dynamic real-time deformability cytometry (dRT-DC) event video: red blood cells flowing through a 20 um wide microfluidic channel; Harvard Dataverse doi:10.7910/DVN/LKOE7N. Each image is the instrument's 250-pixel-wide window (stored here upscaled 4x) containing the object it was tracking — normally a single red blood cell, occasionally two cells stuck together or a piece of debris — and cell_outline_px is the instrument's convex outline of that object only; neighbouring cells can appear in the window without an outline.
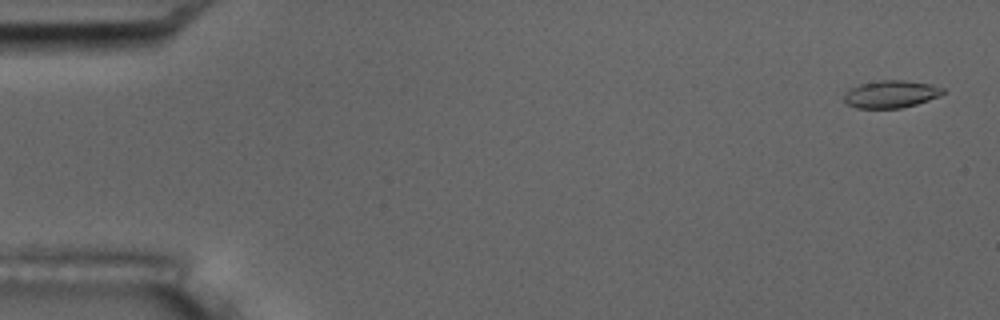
{"species": "common noctule bat (a hibernating species)", "species_latin": "Nyctalus noctula", "temperature_condition": "room temperature", "stored_images_in_passage": 5, "camera_frame_rate_fps": 3000, "um_per_image_px": 0.085, "animal": {"sex": "male", "body_mass_g": 17.5, "forearm_length_mm": 52.3}, "frame": {"image": 1, "passage_image": 1, "time_ms": 0.0, "image_size_px": [1000, 320], "cell_outline_px": [[944, 92], [940, 96], [916, 104], [900, 108], [856, 108], [848, 104], [844, 100], [844, 96], [852, 88], [860, 84], [880, 80], [904, 80], [932, 84], [944, 88]], "centroid_in_image_um": [75.77, 8.0], "position_along_channel_um": 9.2, "area_um2": 15.66}}
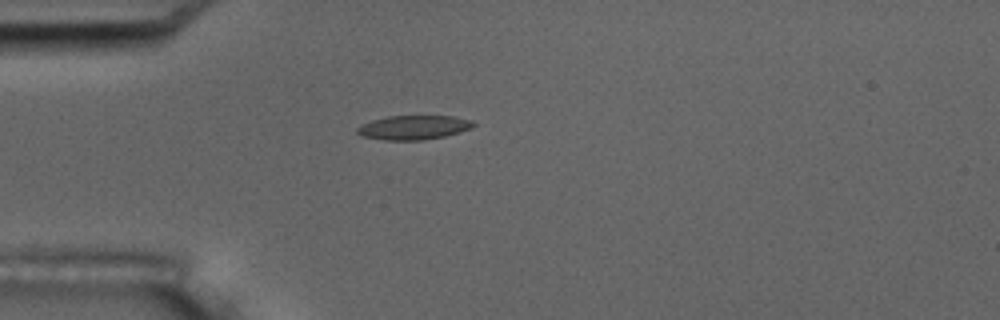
{"frame": {"image": 2, "passage_image": 5, "time_ms": 4.667, "image_size_px": [1000, 320], "cell_outline_px": [[476, 124], [472, 128], [460, 132], [444, 136], [424, 140], [384, 140], [364, 136], [356, 132], [356, 128], [372, 120], [388, 116], [452, 116], [472, 120]], "centroid_in_image_um": [35.19, 10.83], "position_along_channel_um": 49.8, "area_um2": 16.3}}